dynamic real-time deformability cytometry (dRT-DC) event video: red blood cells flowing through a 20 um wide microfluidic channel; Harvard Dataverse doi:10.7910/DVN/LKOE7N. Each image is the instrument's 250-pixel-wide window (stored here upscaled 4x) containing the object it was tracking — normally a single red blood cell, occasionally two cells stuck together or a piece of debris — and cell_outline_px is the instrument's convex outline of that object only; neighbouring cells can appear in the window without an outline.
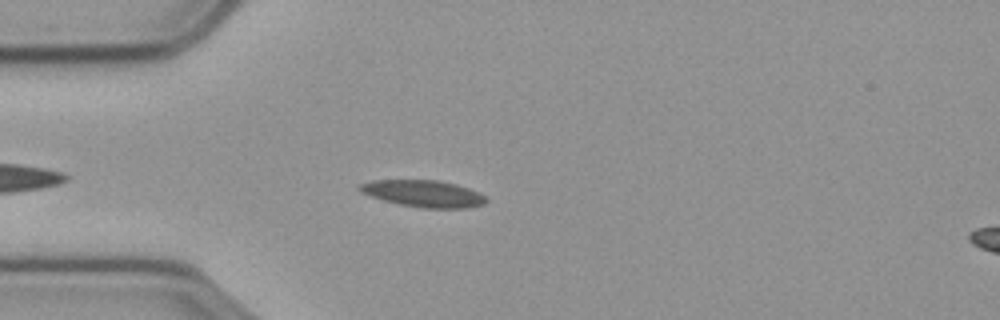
{"species": "common noctule bat (a hibernating species)", "species_latin": "Nyctalus noctula", "temperature_condition": "cold", "stored_images_in_passage": 37, "camera_frame_rate_fps": 3000, "um_per_image_px": 0.085, "animal": {"sex": "male", "body_mass_g": 23.1, "forearm_length_mm": 52.7}, "frame": {"image": 1, "passage_image": 6, "time_ms": 1.667, "image_size_px": [1000, 320], "cell_outline_px": [[488, 200], [484, 204], [468, 208], [420, 208], [400, 204], [384, 200], [360, 192], [356, 188], [356, 184], [372, 180], [436, 180], [456, 184], [468, 188], [484, 196]], "centroid_in_image_um": [35.94, 16.45], "position_along_channel_um": 49.1, "area_um2": 19.77}}
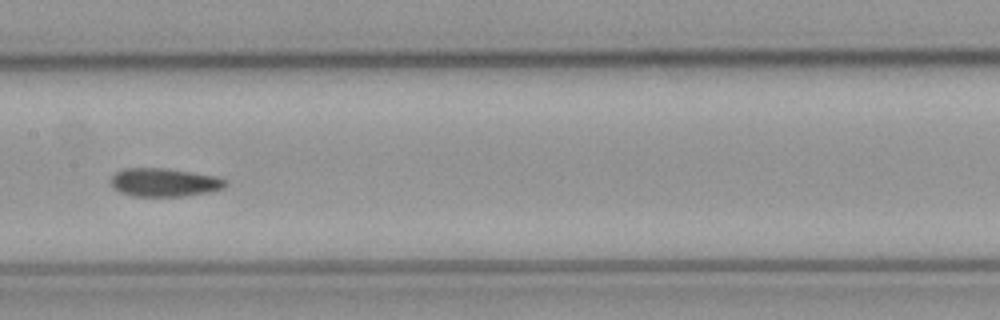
{"frame": {"image": 2, "passage_image": 19, "time_ms": 6.0, "image_size_px": [1000, 320], "cell_outline_px": [[228, 184], [224, 188], [208, 192], [184, 196], [132, 196], [120, 192], [112, 188], [112, 176], [116, 172], [124, 168], [168, 168], [216, 176], [228, 180]], "centroid_in_image_um": [13.99, 15.5], "position_along_channel_um": 193.4, "area_um2": 19.07}}
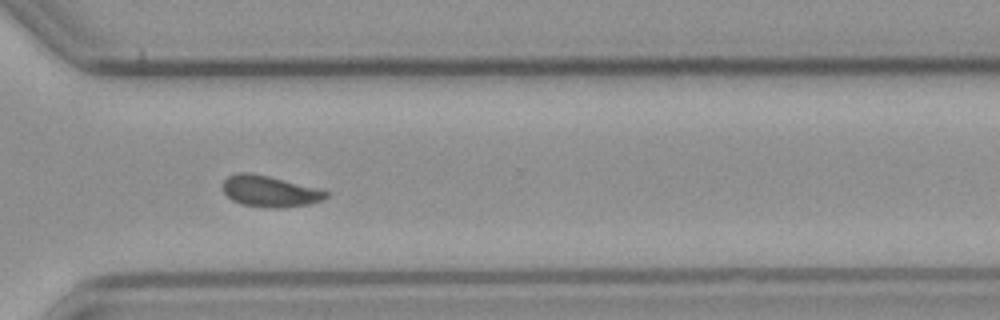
{"frame": {"image": 3, "passage_image": 32, "time_ms": 10.333, "image_size_px": [1000, 320], "cell_outline_px": [[328, 196], [324, 200], [308, 204], [280, 208], [268, 208], [240, 204], [232, 200], [224, 192], [224, 180], [228, 176], [236, 172], [252, 172], [316, 188], [328, 192]], "centroid_in_image_um": [22.91, 16.26], "position_along_channel_um": 347.7, "area_um2": 18.67}, "authors_computed_cell_mechanics": {"area_um2": 19.1896, "velocity_mm_per_s": 3.5698, "shape_relaxation_time_tau1_ms": 9.5881, "shape_relaxation_time_tau2_ms": 3.3748, "deformation_change_tau1": 0.1894, "deformation_change_tau2": 0.083}}